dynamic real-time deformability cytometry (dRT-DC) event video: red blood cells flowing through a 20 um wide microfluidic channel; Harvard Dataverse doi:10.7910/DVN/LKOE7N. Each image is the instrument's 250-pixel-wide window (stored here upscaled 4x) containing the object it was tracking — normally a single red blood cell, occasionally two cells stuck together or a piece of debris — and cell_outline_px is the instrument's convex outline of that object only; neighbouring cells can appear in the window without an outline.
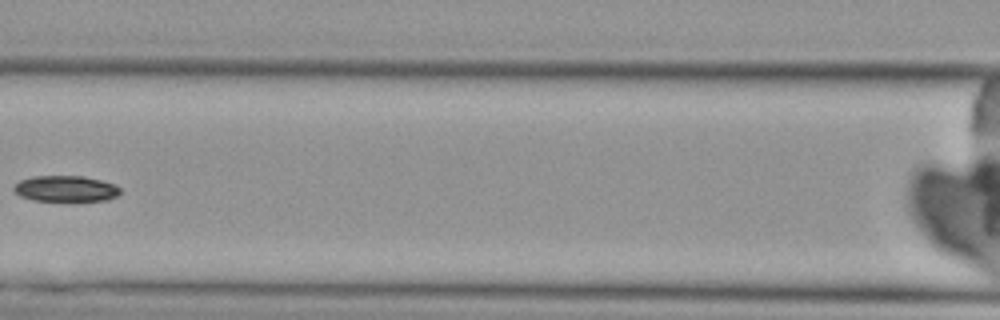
{"species": "Egyptian fruit bat (a non-hibernating species)", "species_latin": "Rousettus aegyptiacus", "temperature_condition": "cold", "stored_images_in_passage": 8, "camera_frame_rate_fps": 3000, "um_per_image_px": 0.085, "animal": {"sex": "female"}, "frame": {"image": 1, "passage_image": 7, "time_ms": 7.0, "image_size_px": [1000, 320], "cell_outline_px": [[120, 192], [116, 196], [108, 200], [32, 200], [20, 196], [12, 188], [20, 180], [32, 176], [84, 176], [116, 184], [120, 188]], "centroid_in_image_um": [5.59, 16.02], "position_along_channel_um": 161.0, "area_um2": 15.95}}
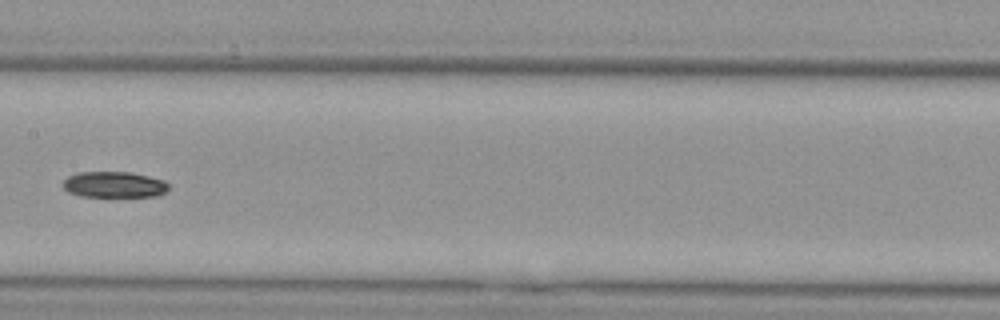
{"frame": {"image": 2, "passage_image": 8, "time_ms": 8.0, "image_size_px": [1000, 320], "cell_outline_px": [[168, 188], [160, 196], [80, 196], [68, 192], [64, 188], [64, 180], [68, 176], [76, 172], [132, 172], [164, 180], [168, 184]], "centroid_in_image_um": [9.7, 15.68], "position_along_channel_um": 197.7, "area_um2": 15.95}}